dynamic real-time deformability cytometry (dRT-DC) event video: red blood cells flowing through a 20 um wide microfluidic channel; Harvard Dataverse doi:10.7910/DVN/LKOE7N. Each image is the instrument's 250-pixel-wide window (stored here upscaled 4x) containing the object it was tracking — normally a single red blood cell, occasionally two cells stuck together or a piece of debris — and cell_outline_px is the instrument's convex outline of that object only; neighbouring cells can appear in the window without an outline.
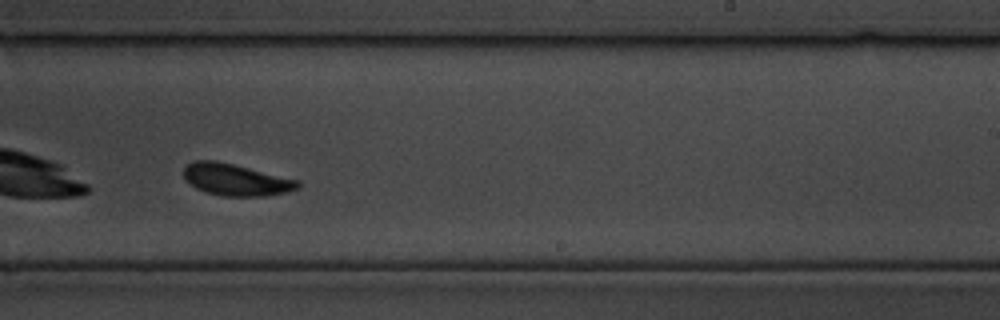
{"species": "common noctule bat (a hibernating species)", "species_latin": "Nyctalus noctula", "temperature_condition": "cold", "stored_images_in_passage": 64, "camera_frame_rate_fps": 3000, "um_per_image_px": 0.085, "animal": {"sex": "male", "body_mass_g": 19.5, "forearm_length_mm": 54.6}, "frame": {"image": 1, "passage_image": 28, "time_ms": 9.0, "image_size_px": [1000, 320], "cell_outline_px": [[300, 188], [288, 192], [268, 196], [224, 196], [208, 192], [196, 188], [184, 180], [184, 168], [192, 160], [216, 160], [300, 180]], "centroid_in_image_um": [20.07, 15.27], "position_along_channel_um": 268.9, "area_um2": 21.27}}
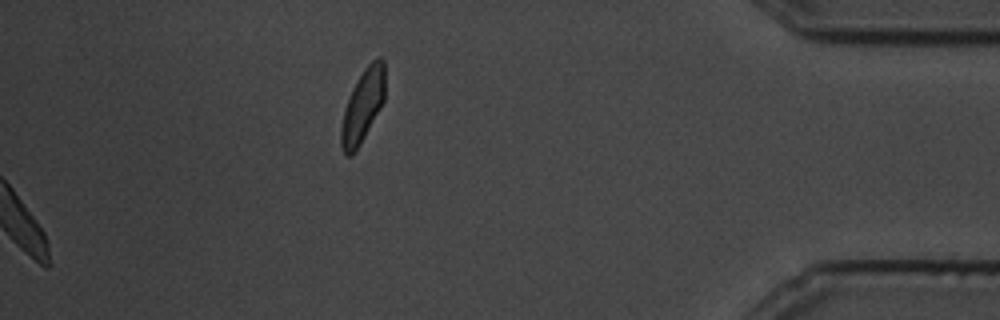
{"frame": {"image": 2, "passage_image": 64, "time_ms": 21.0, "image_size_px": [1000, 320], "cell_outline_px": [[384, 100], [380, 108], [360, 144], [352, 156], [344, 156], [340, 144], [340, 128], [344, 108], [352, 88], [364, 68], [372, 60], [380, 56], [384, 60]], "centroid_in_image_um": [30.8, 9.02], "position_along_channel_um": 404.4, "area_um2": 18.67}}